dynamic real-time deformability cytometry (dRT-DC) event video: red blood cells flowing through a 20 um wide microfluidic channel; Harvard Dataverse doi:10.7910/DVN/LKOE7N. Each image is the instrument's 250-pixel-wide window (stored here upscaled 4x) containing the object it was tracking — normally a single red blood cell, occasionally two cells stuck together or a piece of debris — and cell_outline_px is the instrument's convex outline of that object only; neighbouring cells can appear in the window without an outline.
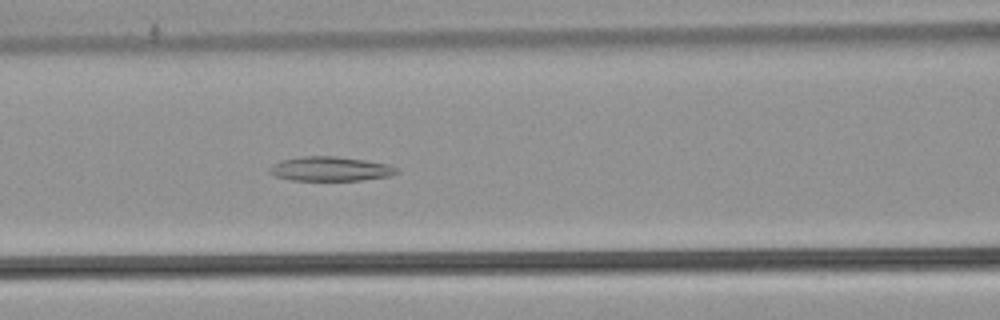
{"species": "common noctule bat (a hibernating species)", "species_latin": "Nyctalus noctula", "temperature_condition": "warm", "stored_images_in_passage": 53, "camera_frame_rate_fps": 3000, "um_per_image_px": 0.085, "animal": {"sex": "male", "body_mass_g": 21.5, "forearm_length_mm": 52.0}, "frame": {"image": 1, "passage_image": 23, "time_ms": 7.333, "image_size_px": [1000, 320], "cell_outline_px": [[400, 172], [388, 176], [360, 180], [292, 180], [276, 176], [268, 172], [268, 168], [272, 164], [280, 160], [300, 156], [336, 156], [364, 160], [388, 164], [396, 168]], "centroid_in_image_um": [28.03, 14.34], "position_along_channel_um": 138.6, "area_um2": 18.03}}
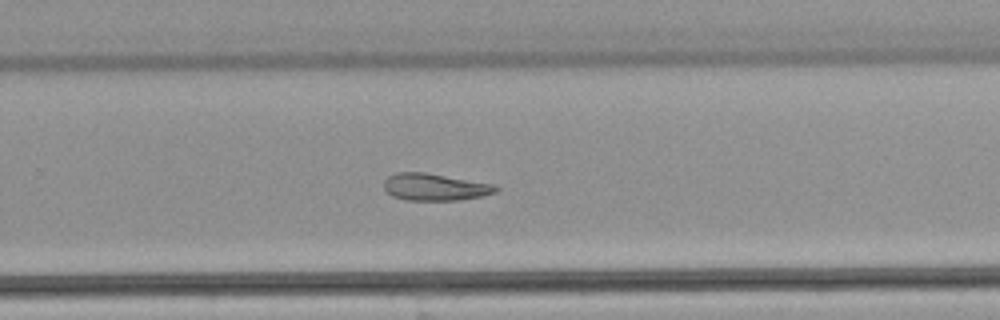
{"frame": {"image": 2, "passage_image": 35, "time_ms": 11.333, "image_size_px": [1000, 320], "cell_outline_px": [[500, 188], [496, 192], [484, 196], [460, 200], [408, 200], [392, 196], [384, 188], [384, 180], [388, 176], [396, 172], [424, 172], [492, 184]], "centroid_in_image_um": [36.96, 15.9], "position_along_channel_um": 292.8, "area_um2": 17.57}}
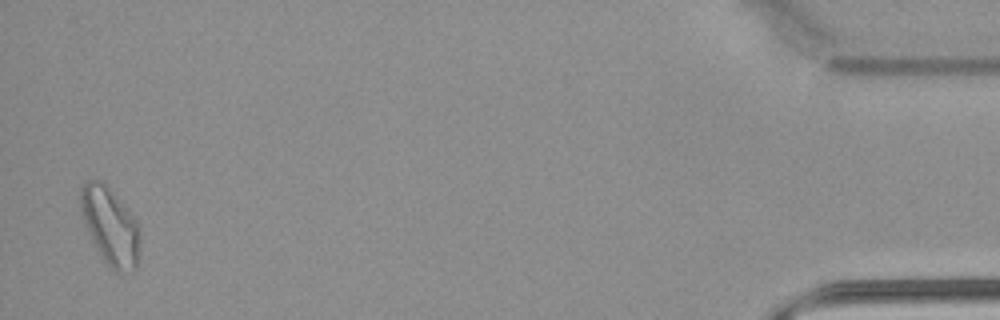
{"frame": {"image": 3, "passage_image": 52, "time_ms": 17.0, "image_size_px": [1000, 320], "cell_outline_px": [[140, 248], [136, 268], [132, 272], [116, 272], [104, 260], [92, 240], [84, 224], [80, 208], [80, 188], [88, 180], [104, 180], [128, 208], [136, 220], [140, 232]], "centroid_in_image_um": [9.38, 19.19], "position_along_channel_um": 425.8, "area_um2": 27.11}}